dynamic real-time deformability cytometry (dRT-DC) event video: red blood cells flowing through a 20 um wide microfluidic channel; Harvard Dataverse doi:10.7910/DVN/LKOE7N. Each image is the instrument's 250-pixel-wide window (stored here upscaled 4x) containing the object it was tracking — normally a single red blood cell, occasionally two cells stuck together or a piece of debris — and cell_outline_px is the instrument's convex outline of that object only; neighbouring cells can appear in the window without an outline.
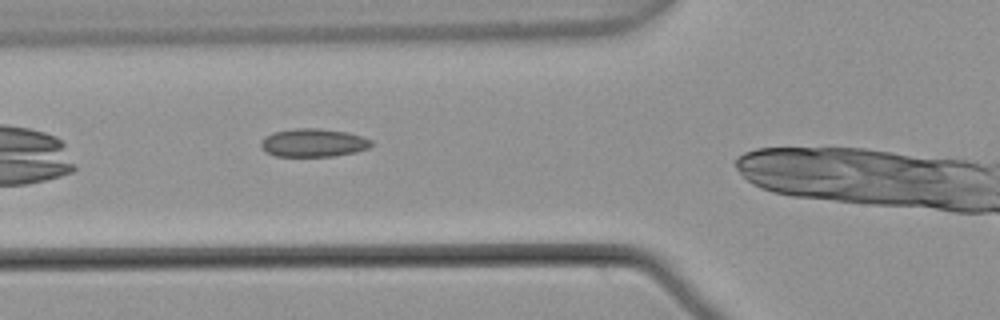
{"species": "common noctule bat (a hibernating species)", "species_latin": "Nyctalus noctula", "temperature_condition": "warm", "stored_images_in_passage": 29, "camera_frame_rate_fps": 3000, "um_per_image_px": 0.085, "animal": {"sex": "male", "body_mass_g": 21.5, "forearm_length_mm": 52.0}, "frame": {"image": 1, "passage_image": 5, "time_ms": 1.333, "image_size_px": [1000, 320], "cell_outline_px": [[372, 144], [368, 148], [356, 152], [336, 156], [276, 156], [264, 152], [260, 148], [260, 140], [264, 136], [272, 132], [292, 128], [320, 128], [348, 132], [372, 140]], "centroid_in_image_um": [26.58, 12.13], "position_along_channel_um": 99.2, "area_um2": 18.5}, "authors_computed_cell_mechanics": {"area_um2": 17.7446, "velocity_mm_per_s": 3.8096, "shape_relaxation_time_tau1_ms": null, "shape_relaxation_time_tau2_ms": 2.7551, "deformation_change_tau1": null, "deformation_change_tau2": 0.1029}}